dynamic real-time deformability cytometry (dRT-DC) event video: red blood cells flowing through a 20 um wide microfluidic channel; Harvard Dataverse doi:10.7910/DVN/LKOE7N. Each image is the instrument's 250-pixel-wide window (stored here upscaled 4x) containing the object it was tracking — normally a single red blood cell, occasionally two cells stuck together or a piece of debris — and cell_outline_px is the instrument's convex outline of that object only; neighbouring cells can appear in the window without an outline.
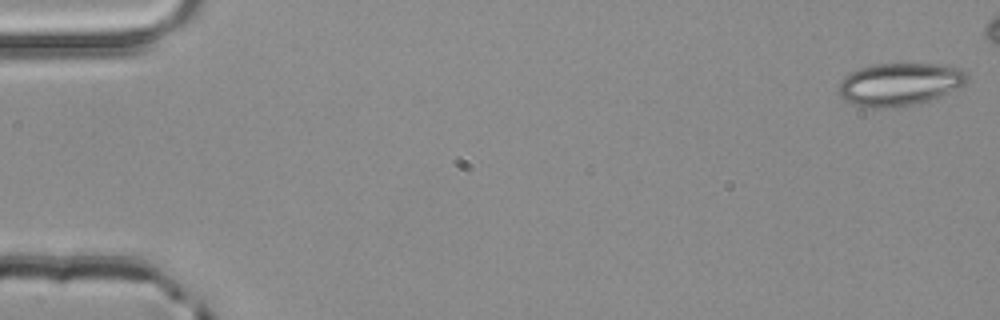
{"species": "common noctule bat (a hibernating species)", "species_latin": "Nyctalus noctula", "temperature_condition": "room temperature", "stored_images_in_passage": 5, "camera_frame_rate_fps": 3000, "um_per_image_px": 0.085, "animal": {"sex": "male", "body_mass_g": 20.4}, "frame": {"image": 1, "passage_image": 1, "time_ms": 0.0, "image_size_px": [1000, 320], "cell_outline_px": [[968, 76], [964, 84], [940, 96], [928, 100], [912, 104], [892, 108], [868, 108], [844, 100], [840, 96], [836, 88], [840, 80], [844, 76], [860, 68], [872, 64], [948, 64], [964, 68], [968, 72]], "centroid_in_image_um": [76.46, 7.14], "position_along_channel_um": 8.5, "area_um2": 32.25}}